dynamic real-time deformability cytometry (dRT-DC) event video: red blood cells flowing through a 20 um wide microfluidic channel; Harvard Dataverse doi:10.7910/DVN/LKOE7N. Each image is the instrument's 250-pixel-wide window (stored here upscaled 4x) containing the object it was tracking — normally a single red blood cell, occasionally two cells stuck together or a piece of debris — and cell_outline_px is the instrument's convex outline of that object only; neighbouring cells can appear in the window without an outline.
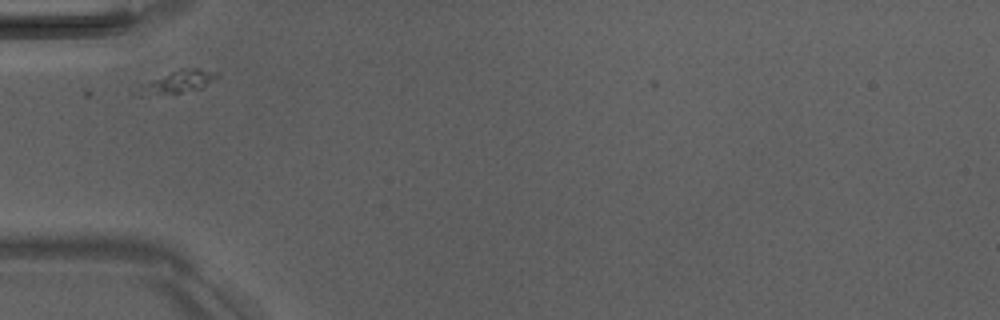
{"species": "Egyptian fruit bat (a non-hibernating species)", "species_latin": "Rousettus aegyptiacus", "temperature_condition": "room temperature", "stored_images_in_passage": 1, "camera_frame_rate_fps": 3000, "um_per_image_px": 0.085, "animal": {"sex": "male"}, "frame": {"image": 1, "passage_image": 1, "time_ms": 0.0, "image_size_px": [1000, 320], "cell_outline_px": [[220, 76], [200, 88], [180, 92], [140, 96], [132, 92], [144, 84], [152, 80], [180, 68], [200, 68], [220, 72]], "centroid_in_image_um": [15.14, 6.94], "position_along_channel_um": 69.9, "area_um2": 10.17}}